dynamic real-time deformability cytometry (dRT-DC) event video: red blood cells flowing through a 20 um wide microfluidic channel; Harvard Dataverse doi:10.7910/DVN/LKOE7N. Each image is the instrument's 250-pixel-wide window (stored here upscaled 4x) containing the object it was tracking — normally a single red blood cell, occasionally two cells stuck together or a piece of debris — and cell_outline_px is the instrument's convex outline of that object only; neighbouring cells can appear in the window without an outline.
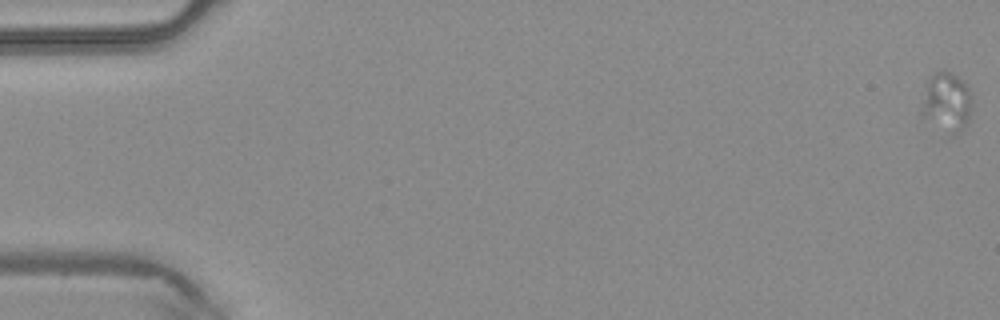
{"species": "common noctule bat (a hibernating species)", "species_latin": "Nyctalus noctula", "temperature_condition": "warm", "stored_images_in_passage": 5, "camera_frame_rate_fps": 3000, "um_per_image_px": 0.085, "animal": {"sex": "male", "body_mass_g": 20.4}, "frame": {"image": 1, "passage_image": 1, "time_ms": 0.0, "image_size_px": [1000, 320], "cell_outline_px": [[972, 108], [968, 124], [960, 132], [944, 140], [920, 116], [920, 112], [928, 76], [944, 68], [964, 80], [968, 84], [972, 96]], "centroid_in_image_um": [80.46, 8.8], "position_along_channel_um": 4.5, "area_um2": 19.25}}
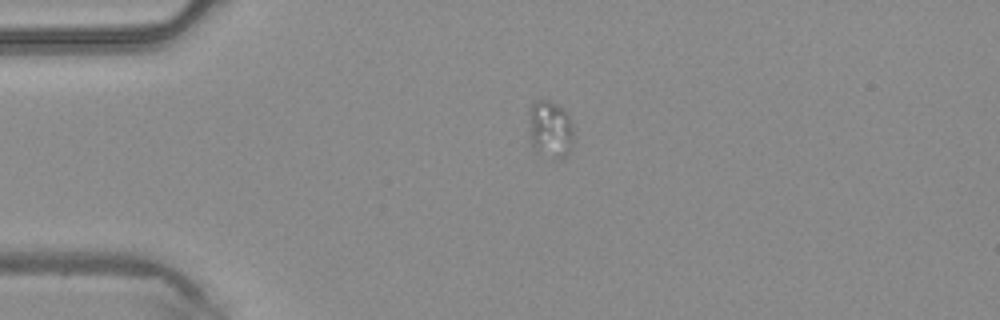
{"frame": {"image": 2, "passage_image": 4, "time_ms": 1.0, "image_size_px": [1000, 320], "cell_outline_px": [[572, 148], [568, 156], [556, 160], [552, 160], [536, 152], [532, 148], [528, 132], [528, 112], [532, 104], [536, 100], [548, 100], [564, 108], [568, 112], [572, 124]], "centroid_in_image_um": [46.75, 11.03], "position_along_channel_um": 38.3, "area_um2": 15.78}}